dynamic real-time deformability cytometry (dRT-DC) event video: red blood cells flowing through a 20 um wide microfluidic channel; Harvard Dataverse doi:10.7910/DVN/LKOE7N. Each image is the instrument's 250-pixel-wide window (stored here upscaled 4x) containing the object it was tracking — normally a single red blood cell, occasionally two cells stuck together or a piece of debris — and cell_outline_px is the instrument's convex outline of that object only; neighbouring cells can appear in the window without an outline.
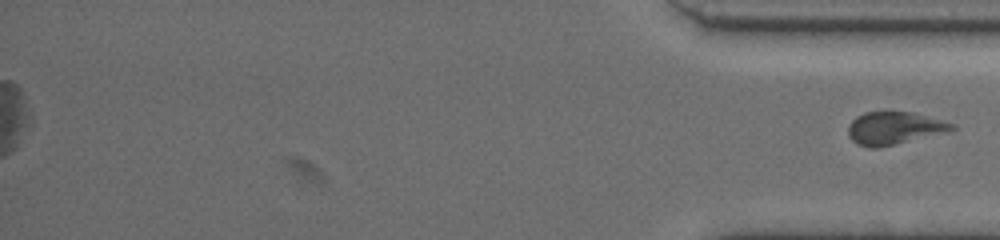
{"species": "common noctule bat (a hibernating species)", "species_latin": "Nyctalus noctula", "temperature_condition": "warm", "stored_images_in_passage": 61, "segment_of_instrument_passage": [2, 2], "camera_frame_rate_fps": 3000, "um_per_image_px": 0.085, "animal": {"sex": "female", "body_mass_g": 19.5, "forearm_length_mm": 54.1}, "frame": {"image": 1, "passage_image": 61, "time_ms": 20.0, "image_size_px": [1000, 240], "cell_outline_px": [[956, 128], [876, 148], [872, 148], [856, 144], [848, 136], [848, 124], [856, 116], [864, 112], [912, 112], [956, 124]], "centroid_in_image_um": [75.91, 10.87], "position_along_channel_um": 359.3, "area_um2": 19.13}}